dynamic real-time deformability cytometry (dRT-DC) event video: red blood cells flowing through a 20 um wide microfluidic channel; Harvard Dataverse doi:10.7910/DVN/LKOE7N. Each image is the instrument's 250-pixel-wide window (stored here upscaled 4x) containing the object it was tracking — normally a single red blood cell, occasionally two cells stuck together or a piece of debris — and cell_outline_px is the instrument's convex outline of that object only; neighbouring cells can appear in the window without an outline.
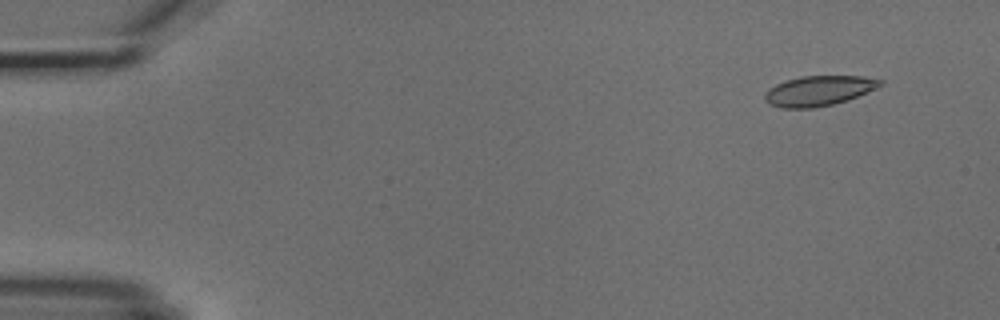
{"species": "common noctule bat (a hibernating species)", "species_latin": "Nyctalus noctula", "temperature_condition": "cold", "stored_images_in_passage": 4, "camera_frame_rate_fps": 3000, "um_per_image_px": 0.085, "animal": {"sex": "male", "body_mass_g": 18.8}, "frame": {"image": 1, "passage_image": 1, "time_ms": 0.0, "image_size_px": [1000, 320], "cell_outline_px": [[884, 84], [868, 92], [848, 100], [816, 108], [780, 108], [768, 104], [764, 100], [764, 92], [768, 88], [776, 84], [800, 76], [864, 76], [884, 80]], "centroid_in_image_um": [69.59, 7.72], "position_along_channel_um": 15.4, "area_um2": 20.46}}
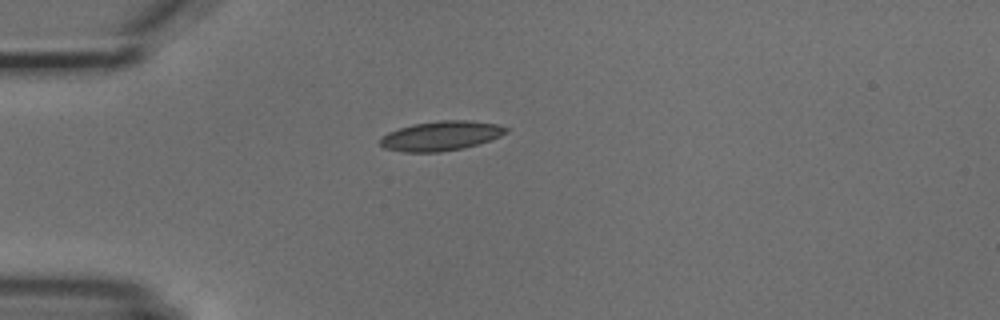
{"frame": {"image": 2, "passage_image": 4, "time_ms": 3.333, "image_size_px": [1000, 320], "cell_outline_px": [[508, 132], [500, 136], [464, 148], [440, 152], [404, 152], [384, 148], [380, 144], [380, 136], [388, 132], [412, 124], [440, 120], [472, 120], [496, 124], [508, 128]], "centroid_in_image_um": [37.45, 11.54], "position_along_channel_um": 47.5, "area_um2": 21.68}}